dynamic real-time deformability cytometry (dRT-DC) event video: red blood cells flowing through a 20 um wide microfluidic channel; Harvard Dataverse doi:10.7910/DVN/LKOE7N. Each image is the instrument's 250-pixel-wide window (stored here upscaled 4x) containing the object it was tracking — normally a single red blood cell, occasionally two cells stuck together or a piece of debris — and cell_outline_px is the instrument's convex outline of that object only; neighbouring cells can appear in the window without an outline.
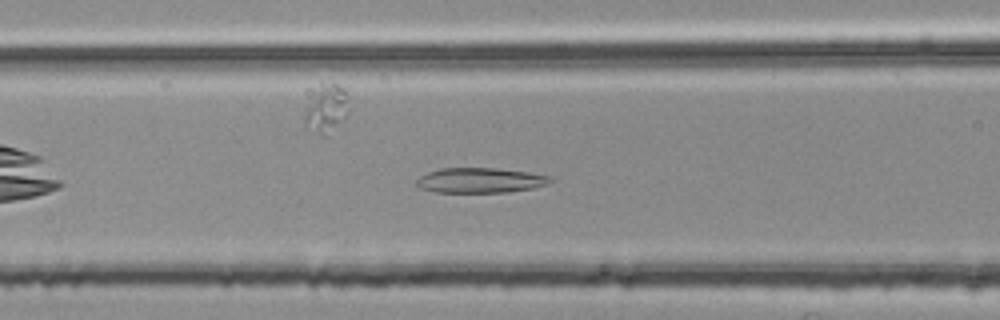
{"species": "common noctule bat (a hibernating species)", "species_latin": "Nyctalus noctula", "temperature_condition": "room temperature", "stored_images_in_passage": 32, "camera_frame_rate_fps": 3000, "um_per_image_px": 0.085, "animal": {"sex": "female", "body_mass_g": 25.1}, "frame": {"image": 1, "passage_image": 6, "time_ms": 1.667, "image_size_px": [1000, 320], "cell_outline_px": [[552, 180], [548, 184], [532, 188], [508, 192], [436, 192], [416, 188], [416, 180], [420, 176], [428, 172], [440, 168], [496, 168], [528, 172], [548, 176]], "centroid_in_image_um": [40.76, 15.33], "position_along_channel_um": 125.8, "area_um2": 19.54}}
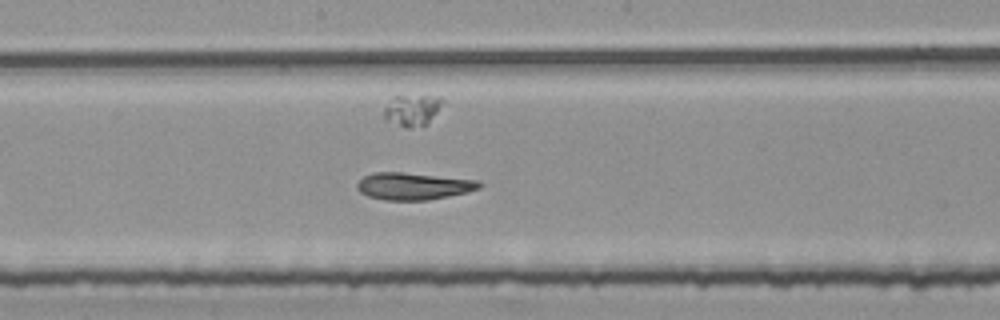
{"frame": {"image": 2, "passage_image": 13, "time_ms": 4.0, "image_size_px": [1000, 320], "cell_outline_px": [[484, 184], [480, 188], [468, 192], [428, 200], [384, 200], [368, 196], [360, 192], [356, 188], [356, 184], [364, 176], [372, 172], [400, 172], [480, 180]], "centroid_in_image_um": [35.15, 15.82], "position_along_channel_um": 213.0, "area_um2": 19.42}}
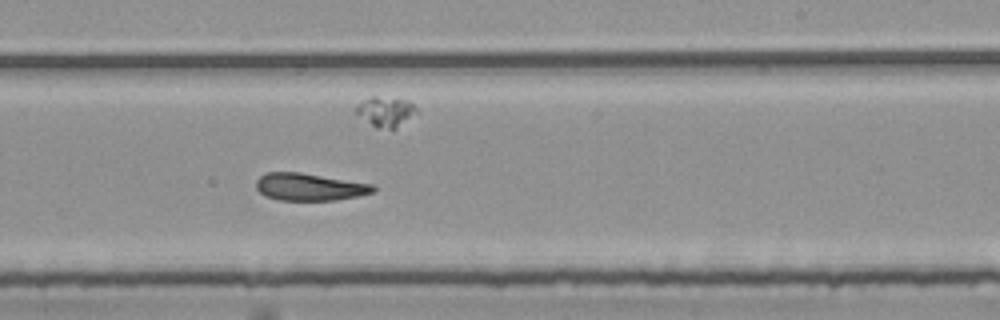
{"frame": {"image": 3, "passage_image": 17, "time_ms": 5.333, "image_size_px": [1000, 320], "cell_outline_px": [[376, 192], [360, 196], [336, 200], [280, 200], [264, 196], [256, 188], [256, 180], [260, 176], [268, 172], [300, 172], [372, 184], [376, 188]], "centroid_in_image_um": [26.32, 15.89], "position_along_channel_um": 262.7, "area_um2": 18.73}, "authors_computed_cell_mechanics": {"area_um2": 18.9873, "velocity_mm_per_s": 3.7385, "shape_relaxation_time_tau1_ms": null, "shape_relaxation_time_tau2_ms": 4.1302, "deformation_change_tau1": null, "deformation_change_tau2": 0.121}}